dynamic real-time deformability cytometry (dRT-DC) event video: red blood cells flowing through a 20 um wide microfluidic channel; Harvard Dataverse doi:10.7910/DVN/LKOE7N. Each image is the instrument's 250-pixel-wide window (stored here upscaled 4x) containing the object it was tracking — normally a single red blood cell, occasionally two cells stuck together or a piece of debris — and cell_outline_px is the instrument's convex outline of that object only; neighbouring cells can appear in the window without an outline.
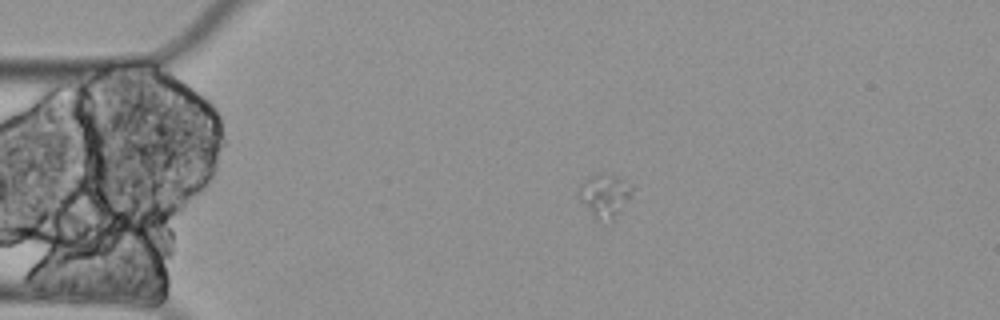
{"species": "Egyptian fruit bat (a non-hibernating species)", "species_latin": "Rousettus aegyptiacus", "temperature_condition": "cold", "stored_images_in_passage": 9, "camera_frame_rate_fps": 3000, "um_per_image_px": 0.085, "animal": {"sex": "female"}, "frame": {"image": 1, "passage_image": 1, "time_ms": 0.0, "image_size_px": [1000, 320], "cell_outline_px": [[636, 188], [632, 196], [616, 216], [600, 224], [596, 220], [576, 196], [576, 192], [580, 184], [584, 180], [600, 172], [616, 176]], "centroid_in_image_um": [51.38, 16.63], "position_along_channel_um": 33.6, "area_um2": 13.81}}
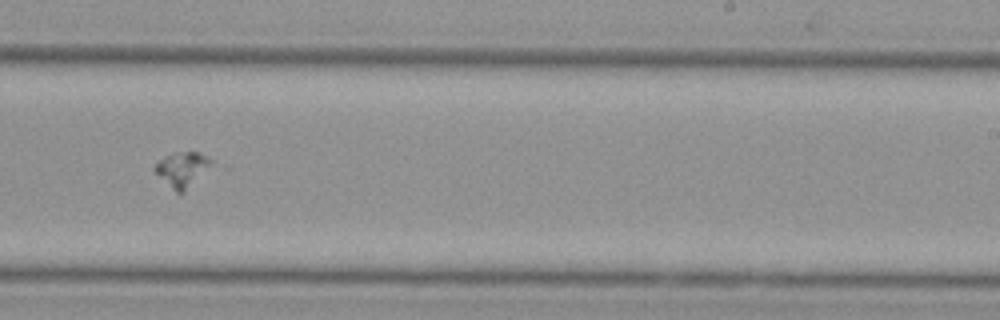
{"frame": {"image": 2, "passage_image": 7, "time_ms": 2.0, "image_size_px": [1000, 320], "cell_outline_px": [[232, 168], [180, 196], [152, 168], [164, 156], [176, 152], [200, 152]], "centroid_in_image_um": [16.01, 14.47], "position_along_channel_um": 273.0, "area_um2": 14.45}}
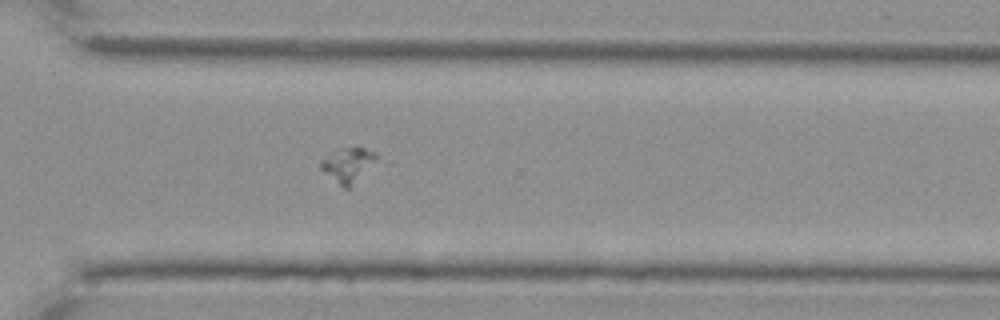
{"frame": {"image": 3, "passage_image": 9, "time_ms": 2.667, "image_size_px": [1000, 320], "cell_outline_px": [[392, 164], [348, 188], [344, 188], [320, 168], [320, 160], [332, 152], [356, 144], [376, 152]], "centroid_in_image_um": [29.98, 14.01], "position_along_channel_um": 340.6, "area_um2": 13.41}}